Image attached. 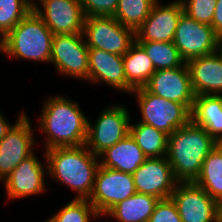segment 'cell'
<instances>
[{"instance_id":"cell-1","label":"cell","mask_w":222,"mask_h":222,"mask_svg":"<svg viewBox=\"0 0 222 222\" xmlns=\"http://www.w3.org/2000/svg\"><path fill=\"white\" fill-rule=\"evenodd\" d=\"M38 129L45 134V150L54 147L83 146L87 139L88 118L79 104L64 96L44 101Z\"/></svg>"},{"instance_id":"cell-2","label":"cell","mask_w":222,"mask_h":222,"mask_svg":"<svg viewBox=\"0 0 222 222\" xmlns=\"http://www.w3.org/2000/svg\"><path fill=\"white\" fill-rule=\"evenodd\" d=\"M47 173L52 179L76 191L75 199H89L99 167V157L85 145L54 147L44 152Z\"/></svg>"},{"instance_id":"cell-3","label":"cell","mask_w":222,"mask_h":222,"mask_svg":"<svg viewBox=\"0 0 222 222\" xmlns=\"http://www.w3.org/2000/svg\"><path fill=\"white\" fill-rule=\"evenodd\" d=\"M218 143L192 120L168 136L167 160L178 182H194L203 161Z\"/></svg>"},{"instance_id":"cell-4","label":"cell","mask_w":222,"mask_h":222,"mask_svg":"<svg viewBox=\"0 0 222 222\" xmlns=\"http://www.w3.org/2000/svg\"><path fill=\"white\" fill-rule=\"evenodd\" d=\"M53 35L32 9L4 36V54L14 59L50 63Z\"/></svg>"},{"instance_id":"cell-5","label":"cell","mask_w":222,"mask_h":222,"mask_svg":"<svg viewBox=\"0 0 222 222\" xmlns=\"http://www.w3.org/2000/svg\"><path fill=\"white\" fill-rule=\"evenodd\" d=\"M131 93L137 97L141 112L138 122L153 126L168 136L192 120L191 110L184 104L154 95L145 87L136 88Z\"/></svg>"},{"instance_id":"cell-6","label":"cell","mask_w":222,"mask_h":222,"mask_svg":"<svg viewBox=\"0 0 222 222\" xmlns=\"http://www.w3.org/2000/svg\"><path fill=\"white\" fill-rule=\"evenodd\" d=\"M83 36L88 48L124 55L136 41L135 31L113 16H89L84 19Z\"/></svg>"},{"instance_id":"cell-7","label":"cell","mask_w":222,"mask_h":222,"mask_svg":"<svg viewBox=\"0 0 222 222\" xmlns=\"http://www.w3.org/2000/svg\"><path fill=\"white\" fill-rule=\"evenodd\" d=\"M130 113L124 105L104 108L92 124L88 120L85 146L96 156L129 134Z\"/></svg>"},{"instance_id":"cell-8","label":"cell","mask_w":222,"mask_h":222,"mask_svg":"<svg viewBox=\"0 0 222 222\" xmlns=\"http://www.w3.org/2000/svg\"><path fill=\"white\" fill-rule=\"evenodd\" d=\"M88 51L83 34L53 35L50 63L61 75L89 82Z\"/></svg>"},{"instance_id":"cell-9","label":"cell","mask_w":222,"mask_h":222,"mask_svg":"<svg viewBox=\"0 0 222 222\" xmlns=\"http://www.w3.org/2000/svg\"><path fill=\"white\" fill-rule=\"evenodd\" d=\"M135 193L132 174L99 165L95 175L93 192L88 200L101 217L117 203Z\"/></svg>"},{"instance_id":"cell-10","label":"cell","mask_w":222,"mask_h":222,"mask_svg":"<svg viewBox=\"0 0 222 222\" xmlns=\"http://www.w3.org/2000/svg\"><path fill=\"white\" fill-rule=\"evenodd\" d=\"M173 43L187 63L191 59L215 53L218 35L211 25L197 22L183 13L177 24Z\"/></svg>"},{"instance_id":"cell-11","label":"cell","mask_w":222,"mask_h":222,"mask_svg":"<svg viewBox=\"0 0 222 222\" xmlns=\"http://www.w3.org/2000/svg\"><path fill=\"white\" fill-rule=\"evenodd\" d=\"M35 1L33 10L54 35L83 34L85 15L80 0H38L40 7Z\"/></svg>"},{"instance_id":"cell-12","label":"cell","mask_w":222,"mask_h":222,"mask_svg":"<svg viewBox=\"0 0 222 222\" xmlns=\"http://www.w3.org/2000/svg\"><path fill=\"white\" fill-rule=\"evenodd\" d=\"M170 197L182 222H218V202L194 182H178Z\"/></svg>"},{"instance_id":"cell-13","label":"cell","mask_w":222,"mask_h":222,"mask_svg":"<svg viewBox=\"0 0 222 222\" xmlns=\"http://www.w3.org/2000/svg\"><path fill=\"white\" fill-rule=\"evenodd\" d=\"M16 124L0 140V181L7 176L27 157L32 155L35 139L31 122L25 113L21 112Z\"/></svg>"},{"instance_id":"cell-14","label":"cell","mask_w":222,"mask_h":222,"mask_svg":"<svg viewBox=\"0 0 222 222\" xmlns=\"http://www.w3.org/2000/svg\"><path fill=\"white\" fill-rule=\"evenodd\" d=\"M132 176L137 193L158 199L169 198L178 184L166 156L147 158Z\"/></svg>"},{"instance_id":"cell-15","label":"cell","mask_w":222,"mask_h":222,"mask_svg":"<svg viewBox=\"0 0 222 222\" xmlns=\"http://www.w3.org/2000/svg\"><path fill=\"white\" fill-rule=\"evenodd\" d=\"M144 87L150 93L184 104L192 111L195 94L187 63L177 68L155 71Z\"/></svg>"},{"instance_id":"cell-16","label":"cell","mask_w":222,"mask_h":222,"mask_svg":"<svg viewBox=\"0 0 222 222\" xmlns=\"http://www.w3.org/2000/svg\"><path fill=\"white\" fill-rule=\"evenodd\" d=\"M183 13L181 0L172 1L165 6L157 0L149 16L135 31L136 41L173 42L178 21Z\"/></svg>"},{"instance_id":"cell-17","label":"cell","mask_w":222,"mask_h":222,"mask_svg":"<svg viewBox=\"0 0 222 222\" xmlns=\"http://www.w3.org/2000/svg\"><path fill=\"white\" fill-rule=\"evenodd\" d=\"M44 163L38 160L35 153L24 159L8 176L3 180L6 187L8 199H20L28 196L43 193L46 189Z\"/></svg>"},{"instance_id":"cell-18","label":"cell","mask_w":222,"mask_h":222,"mask_svg":"<svg viewBox=\"0 0 222 222\" xmlns=\"http://www.w3.org/2000/svg\"><path fill=\"white\" fill-rule=\"evenodd\" d=\"M89 81L103 82L119 91L134 90L126 81L123 56L107 51L89 48Z\"/></svg>"},{"instance_id":"cell-19","label":"cell","mask_w":222,"mask_h":222,"mask_svg":"<svg viewBox=\"0 0 222 222\" xmlns=\"http://www.w3.org/2000/svg\"><path fill=\"white\" fill-rule=\"evenodd\" d=\"M195 96L221 95L222 57L215 53L197 57L187 62Z\"/></svg>"},{"instance_id":"cell-20","label":"cell","mask_w":222,"mask_h":222,"mask_svg":"<svg viewBox=\"0 0 222 222\" xmlns=\"http://www.w3.org/2000/svg\"><path fill=\"white\" fill-rule=\"evenodd\" d=\"M102 156V157H101ZM100 166L133 174L147 156L130 134L99 155Z\"/></svg>"},{"instance_id":"cell-21","label":"cell","mask_w":222,"mask_h":222,"mask_svg":"<svg viewBox=\"0 0 222 222\" xmlns=\"http://www.w3.org/2000/svg\"><path fill=\"white\" fill-rule=\"evenodd\" d=\"M192 121L202 126L218 143H222V95L195 96Z\"/></svg>"},{"instance_id":"cell-22","label":"cell","mask_w":222,"mask_h":222,"mask_svg":"<svg viewBox=\"0 0 222 222\" xmlns=\"http://www.w3.org/2000/svg\"><path fill=\"white\" fill-rule=\"evenodd\" d=\"M158 201L152 195L136 192L117 203L105 215L113 217L116 222H148Z\"/></svg>"},{"instance_id":"cell-23","label":"cell","mask_w":222,"mask_h":222,"mask_svg":"<svg viewBox=\"0 0 222 222\" xmlns=\"http://www.w3.org/2000/svg\"><path fill=\"white\" fill-rule=\"evenodd\" d=\"M123 63L126 81L133 89L144 87L155 72L152 61L137 41L123 55Z\"/></svg>"},{"instance_id":"cell-24","label":"cell","mask_w":222,"mask_h":222,"mask_svg":"<svg viewBox=\"0 0 222 222\" xmlns=\"http://www.w3.org/2000/svg\"><path fill=\"white\" fill-rule=\"evenodd\" d=\"M195 184L217 202L222 199V145L218 144L203 161Z\"/></svg>"},{"instance_id":"cell-25","label":"cell","mask_w":222,"mask_h":222,"mask_svg":"<svg viewBox=\"0 0 222 222\" xmlns=\"http://www.w3.org/2000/svg\"><path fill=\"white\" fill-rule=\"evenodd\" d=\"M129 134L147 158L167 155L168 135L153 126L138 122L130 123Z\"/></svg>"},{"instance_id":"cell-26","label":"cell","mask_w":222,"mask_h":222,"mask_svg":"<svg viewBox=\"0 0 222 222\" xmlns=\"http://www.w3.org/2000/svg\"><path fill=\"white\" fill-rule=\"evenodd\" d=\"M146 51L152 64L157 70L171 69L183 66L181 58L173 42L137 41Z\"/></svg>"},{"instance_id":"cell-27","label":"cell","mask_w":222,"mask_h":222,"mask_svg":"<svg viewBox=\"0 0 222 222\" xmlns=\"http://www.w3.org/2000/svg\"><path fill=\"white\" fill-rule=\"evenodd\" d=\"M157 0H119L113 17L125 27L136 31L149 16Z\"/></svg>"},{"instance_id":"cell-28","label":"cell","mask_w":222,"mask_h":222,"mask_svg":"<svg viewBox=\"0 0 222 222\" xmlns=\"http://www.w3.org/2000/svg\"><path fill=\"white\" fill-rule=\"evenodd\" d=\"M33 9L31 0H0V32L5 36Z\"/></svg>"},{"instance_id":"cell-29","label":"cell","mask_w":222,"mask_h":222,"mask_svg":"<svg viewBox=\"0 0 222 222\" xmlns=\"http://www.w3.org/2000/svg\"><path fill=\"white\" fill-rule=\"evenodd\" d=\"M99 218L93 205L88 199H73L50 217L52 222H90ZM91 218V219H90Z\"/></svg>"},{"instance_id":"cell-30","label":"cell","mask_w":222,"mask_h":222,"mask_svg":"<svg viewBox=\"0 0 222 222\" xmlns=\"http://www.w3.org/2000/svg\"><path fill=\"white\" fill-rule=\"evenodd\" d=\"M184 13L197 22L212 24L217 0H181Z\"/></svg>"},{"instance_id":"cell-31","label":"cell","mask_w":222,"mask_h":222,"mask_svg":"<svg viewBox=\"0 0 222 222\" xmlns=\"http://www.w3.org/2000/svg\"><path fill=\"white\" fill-rule=\"evenodd\" d=\"M148 222H182L172 198L159 199Z\"/></svg>"},{"instance_id":"cell-32","label":"cell","mask_w":222,"mask_h":222,"mask_svg":"<svg viewBox=\"0 0 222 222\" xmlns=\"http://www.w3.org/2000/svg\"><path fill=\"white\" fill-rule=\"evenodd\" d=\"M85 17L113 16L119 0H80Z\"/></svg>"},{"instance_id":"cell-33","label":"cell","mask_w":222,"mask_h":222,"mask_svg":"<svg viewBox=\"0 0 222 222\" xmlns=\"http://www.w3.org/2000/svg\"><path fill=\"white\" fill-rule=\"evenodd\" d=\"M211 26L218 36L222 35V0H217Z\"/></svg>"},{"instance_id":"cell-34","label":"cell","mask_w":222,"mask_h":222,"mask_svg":"<svg viewBox=\"0 0 222 222\" xmlns=\"http://www.w3.org/2000/svg\"><path fill=\"white\" fill-rule=\"evenodd\" d=\"M8 123V120L4 118V115L0 112V140L5 137V135L12 129V127L15 125Z\"/></svg>"},{"instance_id":"cell-35","label":"cell","mask_w":222,"mask_h":222,"mask_svg":"<svg viewBox=\"0 0 222 222\" xmlns=\"http://www.w3.org/2000/svg\"><path fill=\"white\" fill-rule=\"evenodd\" d=\"M218 222H222V199L218 202Z\"/></svg>"},{"instance_id":"cell-36","label":"cell","mask_w":222,"mask_h":222,"mask_svg":"<svg viewBox=\"0 0 222 222\" xmlns=\"http://www.w3.org/2000/svg\"><path fill=\"white\" fill-rule=\"evenodd\" d=\"M217 52L222 57V35L218 36V45H217Z\"/></svg>"},{"instance_id":"cell-37","label":"cell","mask_w":222,"mask_h":222,"mask_svg":"<svg viewBox=\"0 0 222 222\" xmlns=\"http://www.w3.org/2000/svg\"><path fill=\"white\" fill-rule=\"evenodd\" d=\"M0 52L4 53V36L0 32Z\"/></svg>"}]
</instances>
